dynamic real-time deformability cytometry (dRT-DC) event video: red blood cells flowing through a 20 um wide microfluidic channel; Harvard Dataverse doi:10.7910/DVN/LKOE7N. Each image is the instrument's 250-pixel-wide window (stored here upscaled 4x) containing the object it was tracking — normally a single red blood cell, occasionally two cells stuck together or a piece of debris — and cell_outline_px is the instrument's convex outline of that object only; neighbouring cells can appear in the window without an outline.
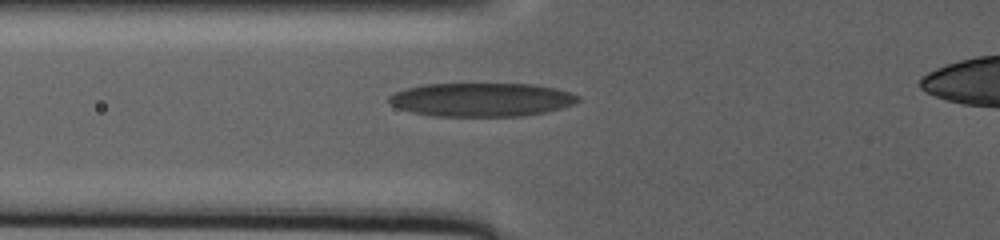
{"species": "human", "species_latin": "Homo sapiens", "temperature_condition": "warm", "stored_images_in_passage": 60, "camera_frame_rate_fps": 3000, "um_per_image_px": 0.085, "donor": {"sex": "male"}, "frame": {"image": 1, "passage_image": 20, "time_ms": 8.667, "image_size_px": [1000, 240], "cell_outline_px": [[580, 100], [572, 104], [560, 108], [544, 112], [520, 116], [432, 116], [412, 112], [388, 104], [388, 96], [404, 88], [424, 84], [532, 84], [556, 88], [580, 96]], "centroid_in_image_um": [40.88, 8.47], "position_along_channel_um": 84.9, "area_um2": 37.05}}
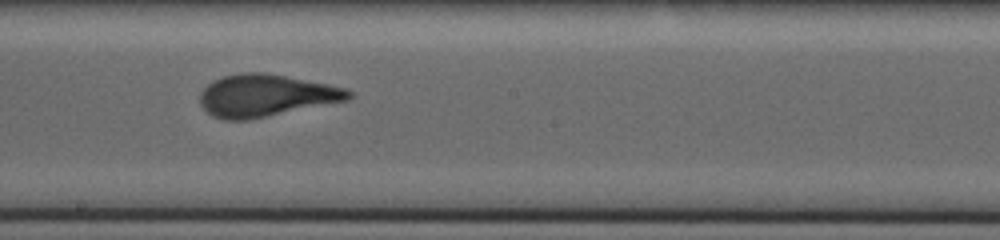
{"frame": {"image": 2, "passage_image": 37, "time_ms": 16.333, "image_size_px": [1000, 240], "cell_outline_px": [[352, 96], [348, 100], [248, 120], [224, 120], [212, 116], [200, 104], [200, 92], [212, 80], [224, 76], [240, 72], [264, 72], [328, 84], [344, 88], [352, 92]], "centroid_in_image_um": [22.56, 8.12], "position_along_channel_um": 225.6, "area_um2": 36.41}}
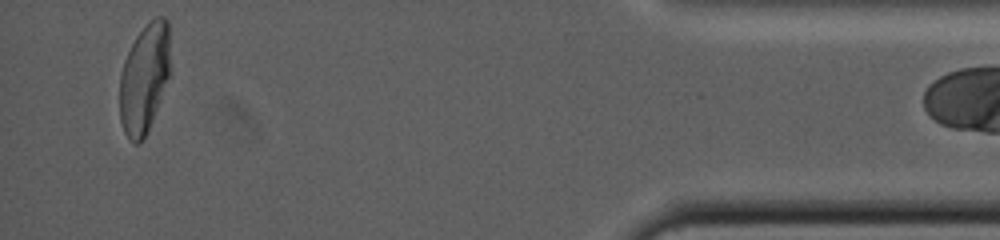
{"frame": {"image": 3, "passage_image": 59, "time_ms": 30.0, "image_size_px": [1000, 240], "cell_outline_px": [[172, 68], [152, 120], [144, 136], [136, 144], [124, 132], [120, 120], [120, 76], [124, 60], [136, 36], [148, 20], [156, 16], [164, 16], [168, 20]], "centroid_in_image_um": [12.3, 6.55], "position_along_channel_um": 422.9, "area_um2": 32.37}}